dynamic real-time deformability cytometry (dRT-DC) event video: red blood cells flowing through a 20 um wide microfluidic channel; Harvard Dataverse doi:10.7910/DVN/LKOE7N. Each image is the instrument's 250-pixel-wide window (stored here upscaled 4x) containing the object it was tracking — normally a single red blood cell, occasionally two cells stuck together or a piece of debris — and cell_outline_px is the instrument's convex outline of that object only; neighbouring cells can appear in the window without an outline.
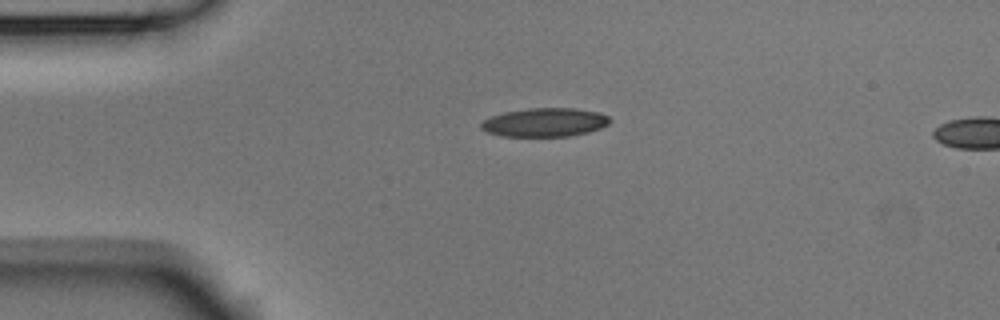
{"species": "Egyptian fruit bat (a non-hibernating species)", "species_latin": "Rousettus aegyptiacus", "temperature_condition": "room temperature", "stored_images_in_passage": 2, "camera_frame_rate_fps": 3000, "um_per_image_px": 0.085, "animal": {"sex": "male"}, "frame": {"image": 1, "passage_image": 1, "time_ms": 0.0, "image_size_px": [1000, 320], "cell_outline_px": [[612, 120], [608, 124], [600, 128], [588, 132], [568, 136], [500, 136], [488, 132], [480, 128], [480, 124], [484, 120], [492, 116], [504, 112], [528, 108], [576, 108], [600, 112], [608, 116]], "centroid_in_image_um": [46.32, 10.39], "position_along_channel_um": 38.7, "area_um2": 21.56}}